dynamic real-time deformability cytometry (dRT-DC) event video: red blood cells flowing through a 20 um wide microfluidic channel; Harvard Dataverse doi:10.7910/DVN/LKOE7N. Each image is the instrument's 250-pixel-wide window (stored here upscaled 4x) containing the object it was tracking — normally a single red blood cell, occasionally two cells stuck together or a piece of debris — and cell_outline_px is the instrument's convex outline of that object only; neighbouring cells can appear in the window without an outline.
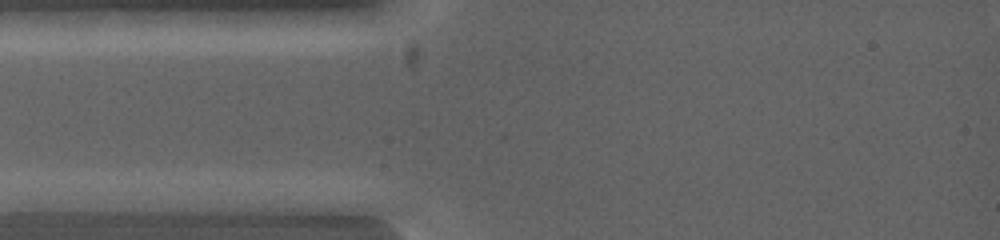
{"species": "common noctule bat (a hibernating species)", "species_latin": "Nyctalus noctula", "temperature_condition": "warm", "stored_images_in_passage": 3, "camera_frame_rate_fps": 5000, "um_per_image_px": 0.085, "animal": {"sex": "female", "body_mass_g": 19.0, "forearm_length_mm": 53.3}, "frame": {"image": 1, "passage_image": 1, "time_ms": 0.0, "image_size_px": [1000, 240], "cell_outline_px": [[124, 200], [96, 212], [16, 212], [16, 200], [100, 192], [112, 192]], "centroid_in_image_um": [5.89, 17.27], "position_along_channel_um": 79.1, "area_um2": 11.62}}